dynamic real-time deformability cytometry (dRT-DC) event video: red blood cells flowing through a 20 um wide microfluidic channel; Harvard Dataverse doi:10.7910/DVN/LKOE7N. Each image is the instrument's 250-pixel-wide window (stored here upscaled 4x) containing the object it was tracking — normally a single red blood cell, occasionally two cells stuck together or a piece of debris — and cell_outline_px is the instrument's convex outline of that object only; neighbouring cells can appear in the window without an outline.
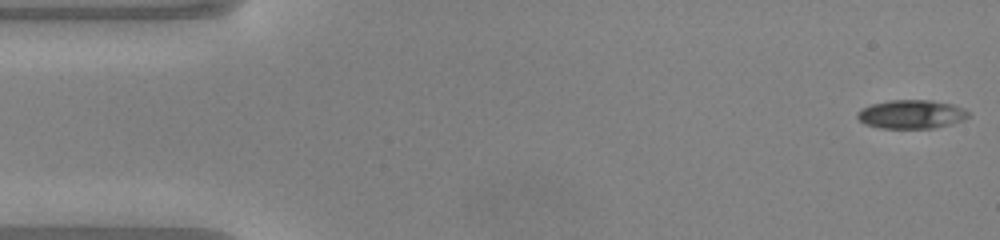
{"species": "common noctule bat (a hibernating species)", "species_latin": "Nyctalus noctula", "temperature_condition": "warm", "stored_images_in_passage": 48, "camera_frame_rate_fps": 3000, "um_per_image_px": 0.085, "animal": {"sex": "male", "body_mass_g": 20.0, "forearm_length_mm": 53.3}, "frame": {"image": 1, "passage_image": 1, "time_ms": 0.0, "image_size_px": [1000, 240], "cell_outline_px": [[972, 116], [964, 120], [952, 124], [936, 128], [880, 128], [864, 124], [856, 116], [856, 112], [860, 108], [872, 104], [892, 100], [932, 100], [952, 104], [964, 108]], "centroid_in_image_um": [77.49, 9.71], "position_along_channel_um": 7.5, "area_um2": 18.84}}
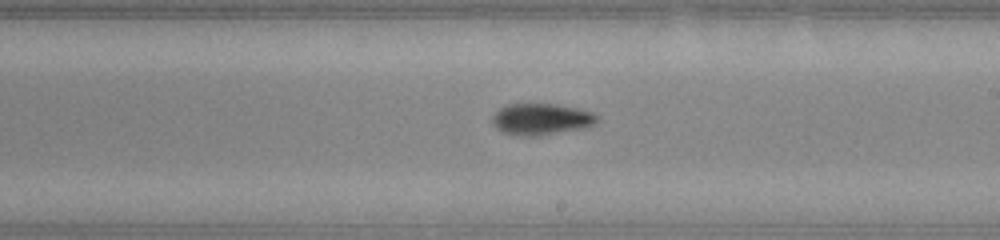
{"frame": {"image": 2, "passage_image": 27, "time_ms": 8.667, "image_size_px": [1000, 240], "cell_outline_px": [[600, 120], [596, 124], [584, 128], [536, 136], [532, 136], [504, 132], [496, 128], [492, 124], [492, 116], [500, 108], [508, 104], [556, 104], [576, 108], [592, 112], [600, 116]], "centroid_in_image_um": [46.05, 10.12], "position_along_channel_um": 242.9, "area_um2": 19.13}}
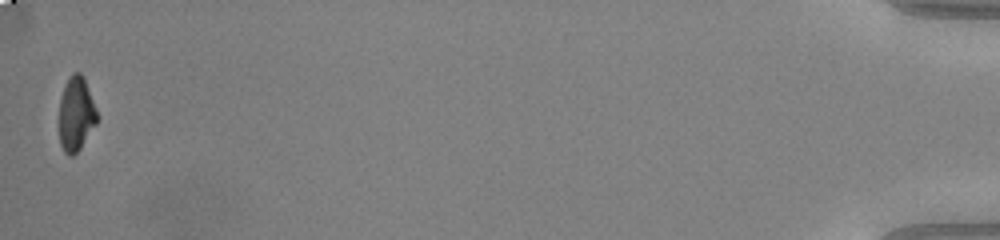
{"frame": {"image": 3, "passage_image": 48, "time_ms": 15.667, "image_size_px": [1000, 240], "cell_outline_px": [[100, 116], [96, 124], [80, 148], [72, 156], [68, 156], [64, 152], [60, 144], [60, 96], [64, 84], [68, 76], [72, 72], [80, 72], [84, 76]], "centroid_in_image_um": [6.49, 9.64], "position_along_channel_um": 428.7, "area_um2": 16.76}, "authors_computed_cell_mechanics": {"area_um2": 18.5827, "velocity_mm_per_s": 4.1205, "shape_relaxation_time_tau1_ms": 3.2943, "shape_relaxation_time_tau2_ms": 3.0286, "deformation_change_tau1": 0.1786, "deformation_change_tau2": 0.0722}}